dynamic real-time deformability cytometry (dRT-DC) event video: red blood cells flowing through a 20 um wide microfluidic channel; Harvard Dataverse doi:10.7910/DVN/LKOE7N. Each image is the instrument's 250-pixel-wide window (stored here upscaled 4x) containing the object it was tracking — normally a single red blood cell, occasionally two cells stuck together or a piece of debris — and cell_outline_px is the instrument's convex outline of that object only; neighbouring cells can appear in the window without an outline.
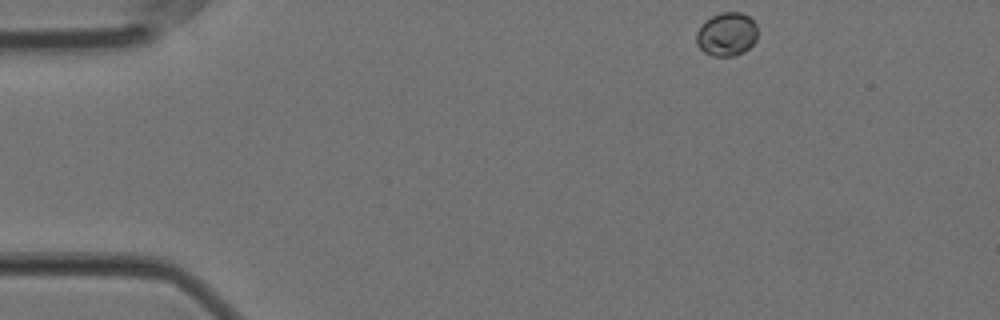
{"species": "Egyptian fruit bat (a non-hibernating species)", "species_latin": "Rousettus aegyptiacus", "temperature_condition": "cold", "stored_images_in_passage": 49, "camera_frame_rate_fps": 3000, "um_per_image_px": 0.085, "animal": {"sex": "female"}, "frame": {"image": 1, "passage_image": 1, "time_ms": 0.0, "image_size_px": [1000, 320], "cell_outline_px": [[756, 40], [744, 52], [732, 56], [712, 56], [704, 52], [696, 44], [696, 32], [704, 20], [720, 12], [740, 12], [748, 16], [756, 24]], "centroid_in_image_um": [61.74, 2.91], "position_along_channel_um": 23.3, "area_um2": 15.61}}
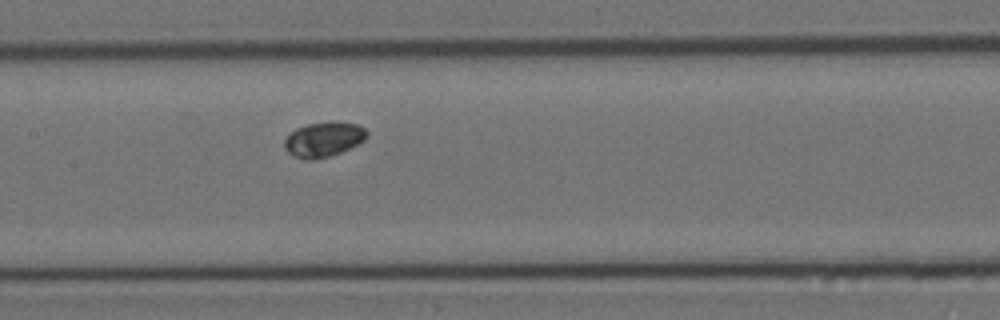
{"frame": {"image": 2, "passage_image": 21, "time_ms": 6.667, "image_size_px": [1000, 320], "cell_outline_px": [[368, 136], [364, 140], [340, 152], [328, 156], [312, 160], [304, 160], [288, 152], [284, 148], [284, 140], [296, 128], [308, 124], [332, 120], [336, 120], [356, 124], [364, 128], [368, 132]], "centroid_in_image_um": [27.51, 11.82], "position_along_channel_um": 179.9, "area_um2": 16.7}}
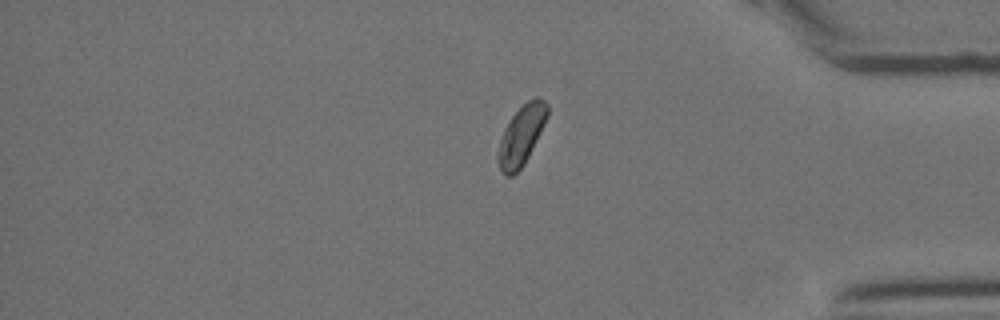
{"frame": {"image": 3, "passage_image": 41, "time_ms": 13.333, "image_size_px": [1000, 320], "cell_outline_px": [[548, 116], [524, 164], [512, 176], [504, 176], [496, 160], [496, 152], [504, 128], [508, 120], [528, 100], [536, 96], [540, 96], [548, 104]], "centroid_in_image_um": [44.29, 11.5], "position_along_channel_um": 390.9, "area_um2": 17.11}}